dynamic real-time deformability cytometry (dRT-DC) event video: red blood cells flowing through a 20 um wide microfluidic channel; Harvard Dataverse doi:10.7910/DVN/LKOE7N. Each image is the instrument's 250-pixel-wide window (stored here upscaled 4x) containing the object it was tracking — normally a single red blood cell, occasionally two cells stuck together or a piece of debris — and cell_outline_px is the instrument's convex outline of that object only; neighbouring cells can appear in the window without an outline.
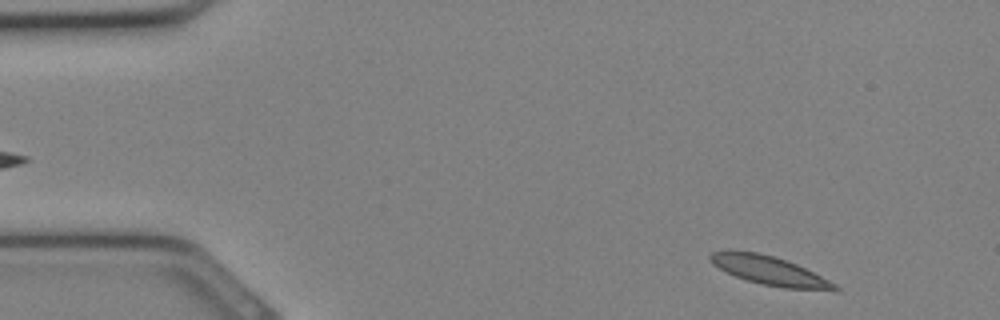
{"species": "Egyptian fruit bat (a non-hibernating species)", "species_latin": "Rousettus aegyptiacus", "temperature_condition": "cold", "stored_images_in_passage": 31, "segment_of_instrument_passage": [1, 2], "camera_frame_rate_fps": 3000, "um_per_image_px": 0.085, "animal": {"sex": "female"}, "frame": {"image": 1, "passage_image": 1, "time_ms": 0.0, "image_size_px": [1000, 320], "cell_outline_px": [[840, 292], [836, 292], [784, 288], [764, 284], [748, 280], [736, 276], [712, 264], [708, 260], [708, 256], [712, 252], [728, 248], [732, 248], [756, 252], [788, 260], [836, 284], [840, 288]], "centroid_in_image_um": [65.4, 22.99], "position_along_channel_um": 19.6, "area_um2": 21.27}}
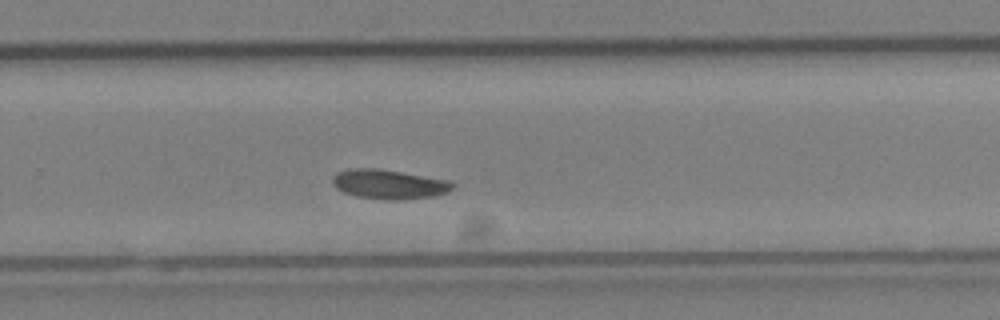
{"frame": {"image": 2, "passage_image": 19, "time_ms": 6.0, "image_size_px": [1000, 320], "cell_outline_px": [[456, 184], [448, 192], [436, 196], [392, 200], [388, 200], [356, 196], [344, 192], [336, 188], [332, 184], [332, 176], [336, 172], [348, 168], [376, 168], [448, 180]], "centroid_in_image_um": [33.02, 15.65], "position_along_channel_um": 296.8, "area_um2": 20.58}}
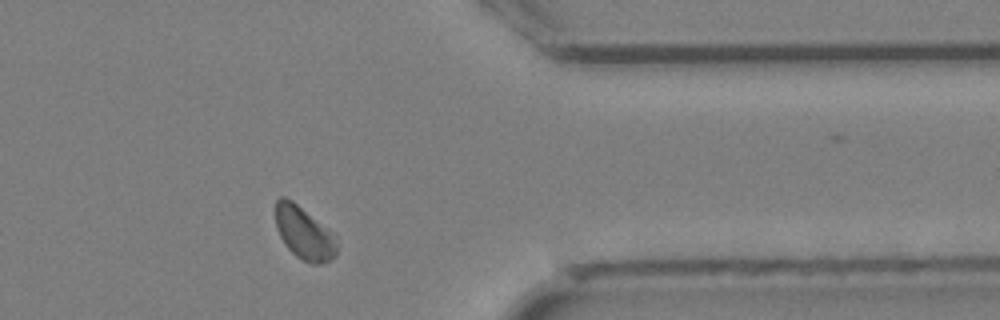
{"frame": {"image": 3, "passage_image": 24, "time_ms": 7.667, "image_size_px": [1000, 320], "cell_outline_px": [[336, 256], [332, 260], [320, 264], [312, 264], [296, 256], [288, 248], [280, 236], [276, 228], [276, 200], [280, 196], [284, 196], [292, 200], [336, 236]], "centroid_in_image_um": [25.84, 19.82], "position_along_channel_um": 385.6, "area_um2": 18.61}}